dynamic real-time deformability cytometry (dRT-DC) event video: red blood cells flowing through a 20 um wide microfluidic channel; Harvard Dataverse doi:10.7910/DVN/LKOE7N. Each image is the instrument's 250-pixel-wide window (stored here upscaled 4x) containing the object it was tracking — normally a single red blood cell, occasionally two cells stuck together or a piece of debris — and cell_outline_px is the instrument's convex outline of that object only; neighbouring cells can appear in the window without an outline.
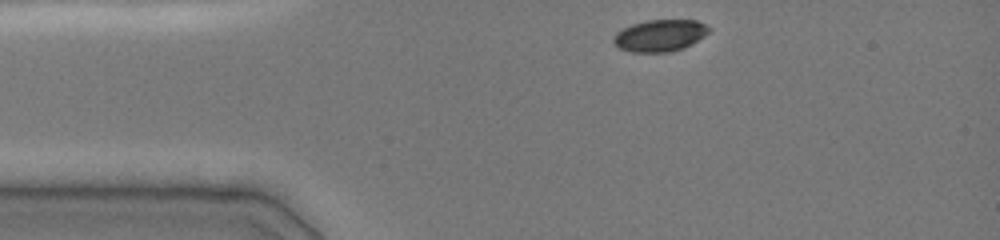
{"species": "common noctule bat (a hibernating species)", "species_latin": "Nyctalus noctula", "temperature_condition": "cold", "stored_images_in_passage": 8, "camera_frame_rate_fps": 3000, "um_per_image_px": 0.085, "animal": {"sex": "female", "body_mass_g": 19.0, "forearm_length_mm": 51.5}, "frame": {"image": 1, "passage_image": 1, "time_ms": 0.0, "image_size_px": [1000, 240], "cell_outline_px": [[712, 28], [704, 36], [684, 48], [672, 52], [632, 52], [620, 48], [612, 40], [616, 32], [632, 24], [648, 20], [696, 20]], "centroid_in_image_um": [56.11, 3.02], "position_along_channel_um": 28.9, "area_um2": 17.63}}